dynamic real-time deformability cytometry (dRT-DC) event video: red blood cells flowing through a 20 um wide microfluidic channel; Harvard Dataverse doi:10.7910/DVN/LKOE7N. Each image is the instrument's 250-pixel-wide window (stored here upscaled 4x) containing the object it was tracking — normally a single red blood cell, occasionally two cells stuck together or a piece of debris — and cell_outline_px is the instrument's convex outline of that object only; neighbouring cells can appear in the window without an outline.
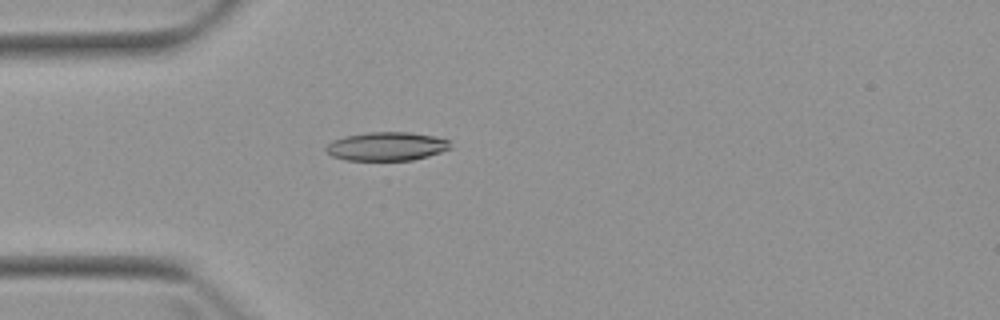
{"species": "Egyptian fruit bat (a non-hibernating species)", "species_latin": "Rousettus aegyptiacus", "temperature_condition": "warm", "stored_images_in_passage": 4, "camera_frame_rate_fps": 3000, "um_per_image_px": 0.085, "animal": {"sex": "female"}, "frame": {"image": 1, "passage_image": 4, "time_ms": 3.667, "image_size_px": [1000, 320], "cell_outline_px": [[452, 148], [428, 156], [412, 160], [348, 160], [332, 156], [324, 148], [332, 140], [344, 136], [368, 132], [412, 132], [436, 136], [448, 140]], "centroid_in_image_um": [32.87, 12.43], "position_along_channel_um": 52.1, "area_um2": 20.81}}